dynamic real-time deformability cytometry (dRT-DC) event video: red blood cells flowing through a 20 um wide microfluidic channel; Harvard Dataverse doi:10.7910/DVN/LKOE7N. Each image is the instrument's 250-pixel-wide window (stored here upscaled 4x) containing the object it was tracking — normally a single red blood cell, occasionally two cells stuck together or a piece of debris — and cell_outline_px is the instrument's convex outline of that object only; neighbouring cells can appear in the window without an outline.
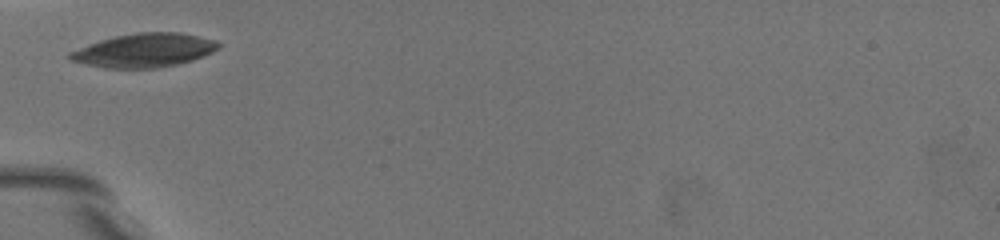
{"species": "common noctule bat (a hibernating species)", "species_latin": "Nyctalus noctula", "temperature_condition": "warm", "stored_images_in_passage": 15, "camera_frame_rate_fps": 3000, "um_per_image_px": 0.085, "animal": {"sex": "female", "body_mass_g": 19.5, "forearm_length_mm": 54.1}, "frame": {"image": 1, "passage_image": 1, "time_ms": 0.0, "image_size_px": [1000, 240], "cell_outline_px": [[220, 48], [212, 52], [192, 60], [160, 68], [104, 68], [72, 60], [64, 56], [68, 52], [100, 40], [116, 36], [136, 32], [180, 32], [216, 40], [220, 44]], "centroid_in_image_um": [12.26, 4.27], "position_along_channel_um": 72.7, "area_um2": 29.19}}